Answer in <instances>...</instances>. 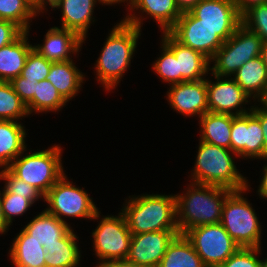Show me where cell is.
I'll return each mask as SVG.
<instances>
[{
  "label": "cell",
  "mask_w": 267,
  "mask_h": 267,
  "mask_svg": "<svg viewBox=\"0 0 267 267\" xmlns=\"http://www.w3.org/2000/svg\"><path fill=\"white\" fill-rule=\"evenodd\" d=\"M141 33L142 30L123 19L109 30L93 66L95 79L105 91L116 89L125 72L131 67Z\"/></svg>",
  "instance_id": "cell-1"
},
{
  "label": "cell",
  "mask_w": 267,
  "mask_h": 267,
  "mask_svg": "<svg viewBox=\"0 0 267 267\" xmlns=\"http://www.w3.org/2000/svg\"><path fill=\"white\" fill-rule=\"evenodd\" d=\"M183 190L175 194L180 234L197 226L220 223L225 199L232 190L191 181Z\"/></svg>",
  "instance_id": "cell-2"
},
{
  "label": "cell",
  "mask_w": 267,
  "mask_h": 267,
  "mask_svg": "<svg viewBox=\"0 0 267 267\" xmlns=\"http://www.w3.org/2000/svg\"><path fill=\"white\" fill-rule=\"evenodd\" d=\"M142 194L125 198L120 209L132 234L179 230L175 194Z\"/></svg>",
  "instance_id": "cell-3"
},
{
  "label": "cell",
  "mask_w": 267,
  "mask_h": 267,
  "mask_svg": "<svg viewBox=\"0 0 267 267\" xmlns=\"http://www.w3.org/2000/svg\"><path fill=\"white\" fill-rule=\"evenodd\" d=\"M196 160L190 171V180L194 183L220 186L232 191L247 188L248 177L243 176L236 166L238 155L230 149L211 145L199 140ZM234 156V157H233Z\"/></svg>",
  "instance_id": "cell-4"
},
{
  "label": "cell",
  "mask_w": 267,
  "mask_h": 267,
  "mask_svg": "<svg viewBox=\"0 0 267 267\" xmlns=\"http://www.w3.org/2000/svg\"><path fill=\"white\" fill-rule=\"evenodd\" d=\"M62 148L61 144H53L33 152L27 148L7 168L17 178L45 195L66 172L62 161Z\"/></svg>",
  "instance_id": "cell-5"
},
{
  "label": "cell",
  "mask_w": 267,
  "mask_h": 267,
  "mask_svg": "<svg viewBox=\"0 0 267 267\" xmlns=\"http://www.w3.org/2000/svg\"><path fill=\"white\" fill-rule=\"evenodd\" d=\"M250 183L248 180L246 189L232 191L226 197L220 224L239 247L261 248L262 225L252 202L245 195L250 193Z\"/></svg>",
  "instance_id": "cell-6"
},
{
  "label": "cell",
  "mask_w": 267,
  "mask_h": 267,
  "mask_svg": "<svg viewBox=\"0 0 267 267\" xmlns=\"http://www.w3.org/2000/svg\"><path fill=\"white\" fill-rule=\"evenodd\" d=\"M100 219V220H99ZM98 224L92 230L91 240L97 264L109 261L126 260L130 250L132 233L121 211L117 215H101L99 210L91 220ZM99 220V221H98Z\"/></svg>",
  "instance_id": "cell-7"
},
{
  "label": "cell",
  "mask_w": 267,
  "mask_h": 267,
  "mask_svg": "<svg viewBox=\"0 0 267 267\" xmlns=\"http://www.w3.org/2000/svg\"><path fill=\"white\" fill-rule=\"evenodd\" d=\"M68 179L66 173L44 195L45 210L56 216L62 222L67 219L92 220L99 211L85 187H78ZM67 218V219H65Z\"/></svg>",
  "instance_id": "cell-8"
},
{
  "label": "cell",
  "mask_w": 267,
  "mask_h": 267,
  "mask_svg": "<svg viewBox=\"0 0 267 267\" xmlns=\"http://www.w3.org/2000/svg\"><path fill=\"white\" fill-rule=\"evenodd\" d=\"M263 43L259 35L241 24L210 59L209 74L232 77L245 62L261 56Z\"/></svg>",
  "instance_id": "cell-9"
},
{
  "label": "cell",
  "mask_w": 267,
  "mask_h": 267,
  "mask_svg": "<svg viewBox=\"0 0 267 267\" xmlns=\"http://www.w3.org/2000/svg\"><path fill=\"white\" fill-rule=\"evenodd\" d=\"M184 235L205 267H219L239 249L220 223L197 226Z\"/></svg>",
  "instance_id": "cell-10"
},
{
  "label": "cell",
  "mask_w": 267,
  "mask_h": 267,
  "mask_svg": "<svg viewBox=\"0 0 267 267\" xmlns=\"http://www.w3.org/2000/svg\"><path fill=\"white\" fill-rule=\"evenodd\" d=\"M209 76L206 78L208 112L240 116L252 110V99L232 77ZM248 103L250 107L246 106Z\"/></svg>",
  "instance_id": "cell-11"
},
{
  "label": "cell",
  "mask_w": 267,
  "mask_h": 267,
  "mask_svg": "<svg viewBox=\"0 0 267 267\" xmlns=\"http://www.w3.org/2000/svg\"><path fill=\"white\" fill-rule=\"evenodd\" d=\"M178 42L202 53L209 60L224 44L215 30L200 23L190 11L182 12L168 31Z\"/></svg>",
  "instance_id": "cell-12"
},
{
  "label": "cell",
  "mask_w": 267,
  "mask_h": 267,
  "mask_svg": "<svg viewBox=\"0 0 267 267\" xmlns=\"http://www.w3.org/2000/svg\"><path fill=\"white\" fill-rule=\"evenodd\" d=\"M264 134L259 119L249 113L232 115L231 151L244 160H263Z\"/></svg>",
  "instance_id": "cell-13"
},
{
  "label": "cell",
  "mask_w": 267,
  "mask_h": 267,
  "mask_svg": "<svg viewBox=\"0 0 267 267\" xmlns=\"http://www.w3.org/2000/svg\"><path fill=\"white\" fill-rule=\"evenodd\" d=\"M190 12L226 41L242 24L234 0H201Z\"/></svg>",
  "instance_id": "cell-14"
},
{
  "label": "cell",
  "mask_w": 267,
  "mask_h": 267,
  "mask_svg": "<svg viewBox=\"0 0 267 267\" xmlns=\"http://www.w3.org/2000/svg\"><path fill=\"white\" fill-rule=\"evenodd\" d=\"M127 12L125 22L142 30L143 21L153 19L161 33L168 32L182 14L175 0H130Z\"/></svg>",
  "instance_id": "cell-15"
},
{
  "label": "cell",
  "mask_w": 267,
  "mask_h": 267,
  "mask_svg": "<svg viewBox=\"0 0 267 267\" xmlns=\"http://www.w3.org/2000/svg\"><path fill=\"white\" fill-rule=\"evenodd\" d=\"M178 234H180L179 230L132 234L126 260L140 267H158L168 245Z\"/></svg>",
  "instance_id": "cell-16"
},
{
  "label": "cell",
  "mask_w": 267,
  "mask_h": 267,
  "mask_svg": "<svg viewBox=\"0 0 267 267\" xmlns=\"http://www.w3.org/2000/svg\"><path fill=\"white\" fill-rule=\"evenodd\" d=\"M167 89L166 100L177 114L198 119L208 112L206 78L170 85Z\"/></svg>",
  "instance_id": "cell-17"
},
{
  "label": "cell",
  "mask_w": 267,
  "mask_h": 267,
  "mask_svg": "<svg viewBox=\"0 0 267 267\" xmlns=\"http://www.w3.org/2000/svg\"><path fill=\"white\" fill-rule=\"evenodd\" d=\"M46 31L41 44L32 43L40 55L52 63L74 60L79 56L83 39L76 32L56 26Z\"/></svg>",
  "instance_id": "cell-18"
},
{
  "label": "cell",
  "mask_w": 267,
  "mask_h": 267,
  "mask_svg": "<svg viewBox=\"0 0 267 267\" xmlns=\"http://www.w3.org/2000/svg\"><path fill=\"white\" fill-rule=\"evenodd\" d=\"M160 40L175 54L178 60L181 82L198 81L210 73V60L202 53L178 42L169 32H162Z\"/></svg>",
  "instance_id": "cell-19"
},
{
  "label": "cell",
  "mask_w": 267,
  "mask_h": 267,
  "mask_svg": "<svg viewBox=\"0 0 267 267\" xmlns=\"http://www.w3.org/2000/svg\"><path fill=\"white\" fill-rule=\"evenodd\" d=\"M99 3L96 0H59L53 10L61 11V29L72 30L76 32L85 44L88 38V32L91 24H94V10Z\"/></svg>",
  "instance_id": "cell-20"
},
{
  "label": "cell",
  "mask_w": 267,
  "mask_h": 267,
  "mask_svg": "<svg viewBox=\"0 0 267 267\" xmlns=\"http://www.w3.org/2000/svg\"><path fill=\"white\" fill-rule=\"evenodd\" d=\"M23 31L13 42L0 49V81L10 82L21 74L33 44Z\"/></svg>",
  "instance_id": "cell-21"
},
{
  "label": "cell",
  "mask_w": 267,
  "mask_h": 267,
  "mask_svg": "<svg viewBox=\"0 0 267 267\" xmlns=\"http://www.w3.org/2000/svg\"><path fill=\"white\" fill-rule=\"evenodd\" d=\"M76 66L74 60L54 62L51 64L49 74L46 77V80L52 83L67 103L78 96L83 88L82 85L87 80L86 74Z\"/></svg>",
  "instance_id": "cell-22"
},
{
  "label": "cell",
  "mask_w": 267,
  "mask_h": 267,
  "mask_svg": "<svg viewBox=\"0 0 267 267\" xmlns=\"http://www.w3.org/2000/svg\"><path fill=\"white\" fill-rule=\"evenodd\" d=\"M32 239L41 243L43 246L58 243L71 229V223L59 220L45 209L34 215L29 222L22 228Z\"/></svg>",
  "instance_id": "cell-23"
},
{
  "label": "cell",
  "mask_w": 267,
  "mask_h": 267,
  "mask_svg": "<svg viewBox=\"0 0 267 267\" xmlns=\"http://www.w3.org/2000/svg\"><path fill=\"white\" fill-rule=\"evenodd\" d=\"M12 241L8 251L11 265L14 267H46L45 248L22 228Z\"/></svg>",
  "instance_id": "cell-24"
},
{
  "label": "cell",
  "mask_w": 267,
  "mask_h": 267,
  "mask_svg": "<svg viewBox=\"0 0 267 267\" xmlns=\"http://www.w3.org/2000/svg\"><path fill=\"white\" fill-rule=\"evenodd\" d=\"M26 135L22 122L0 120V169L7 168L27 149Z\"/></svg>",
  "instance_id": "cell-25"
},
{
  "label": "cell",
  "mask_w": 267,
  "mask_h": 267,
  "mask_svg": "<svg viewBox=\"0 0 267 267\" xmlns=\"http://www.w3.org/2000/svg\"><path fill=\"white\" fill-rule=\"evenodd\" d=\"M232 78L254 102H259L267 92V68L261 56L240 67Z\"/></svg>",
  "instance_id": "cell-26"
},
{
  "label": "cell",
  "mask_w": 267,
  "mask_h": 267,
  "mask_svg": "<svg viewBox=\"0 0 267 267\" xmlns=\"http://www.w3.org/2000/svg\"><path fill=\"white\" fill-rule=\"evenodd\" d=\"M78 238L77 232L72 228L58 243L43 246L46 250V267H79L82 251Z\"/></svg>",
  "instance_id": "cell-27"
},
{
  "label": "cell",
  "mask_w": 267,
  "mask_h": 267,
  "mask_svg": "<svg viewBox=\"0 0 267 267\" xmlns=\"http://www.w3.org/2000/svg\"><path fill=\"white\" fill-rule=\"evenodd\" d=\"M199 139L231 150L232 115L206 112L199 119Z\"/></svg>",
  "instance_id": "cell-28"
},
{
  "label": "cell",
  "mask_w": 267,
  "mask_h": 267,
  "mask_svg": "<svg viewBox=\"0 0 267 267\" xmlns=\"http://www.w3.org/2000/svg\"><path fill=\"white\" fill-rule=\"evenodd\" d=\"M158 267H205L191 242L178 234L168 245Z\"/></svg>",
  "instance_id": "cell-29"
},
{
  "label": "cell",
  "mask_w": 267,
  "mask_h": 267,
  "mask_svg": "<svg viewBox=\"0 0 267 267\" xmlns=\"http://www.w3.org/2000/svg\"><path fill=\"white\" fill-rule=\"evenodd\" d=\"M68 104L49 80L35 83L33 99L26 105L29 114L60 112Z\"/></svg>",
  "instance_id": "cell-30"
},
{
  "label": "cell",
  "mask_w": 267,
  "mask_h": 267,
  "mask_svg": "<svg viewBox=\"0 0 267 267\" xmlns=\"http://www.w3.org/2000/svg\"><path fill=\"white\" fill-rule=\"evenodd\" d=\"M36 16L31 0H0V19L14 22L25 32L30 33Z\"/></svg>",
  "instance_id": "cell-31"
},
{
  "label": "cell",
  "mask_w": 267,
  "mask_h": 267,
  "mask_svg": "<svg viewBox=\"0 0 267 267\" xmlns=\"http://www.w3.org/2000/svg\"><path fill=\"white\" fill-rule=\"evenodd\" d=\"M29 116L26 104L16 94L11 83L0 81V120L21 122Z\"/></svg>",
  "instance_id": "cell-32"
},
{
  "label": "cell",
  "mask_w": 267,
  "mask_h": 267,
  "mask_svg": "<svg viewBox=\"0 0 267 267\" xmlns=\"http://www.w3.org/2000/svg\"><path fill=\"white\" fill-rule=\"evenodd\" d=\"M160 44L159 57L151 64L154 74L169 86L181 83V72L175 54L162 41Z\"/></svg>",
  "instance_id": "cell-33"
},
{
  "label": "cell",
  "mask_w": 267,
  "mask_h": 267,
  "mask_svg": "<svg viewBox=\"0 0 267 267\" xmlns=\"http://www.w3.org/2000/svg\"><path fill=\"white\" fill-rule=\"evenodd\" d=\"M0 174L3 179L4 187L13 194L26 197L33 205L37 201H44V195L34 186L25 183L17 178L8 168H1Z\"/></svg>",
  "instance_id": "cell-34"
},
{
  "label": "cell",
  "mask_w": 267,
  "mask_h": 267,
  "mask_svg": "<svg viewBox=\"0 0 267 267\" xmlns=\"http://www.w3.org/2000/svg\"><path fill=\"white\" fill-rule=\"evenodd\" d=\"M242 25L267 43V3L254 5L241 15Z\"/></svg>",
  "instance_id": "cell-35"
},
{
  "label": "cell",
  "mask_w": 267,
  "mask_h": 267,
  "mask_svg": "<svg viewBox=\"0 0 267 267\" xmlns=\"http://www.w3.org/2000/svg\"><path fill=\"white\" fill-rule=\"evenodd\" d=\"M33 207V204L24 196L10 193L4 187V193L2 196V209L5 221L11 226L15 217L22 216Z\"/></svg>",
  "instance_id": "cell-36"
},
{
  "label": "cell",
  "mask_w": 267,
  "mask_h": 267,
  "mask_svg": "<svg viewBox=\"0 0 267 267\" xmlns=\"http://www.w3.org/2000/svg\"><path fill=\"white\" fill-rule=\"evenodd\" d=\"M51 64L52 62L40 55L35 49H32L28 54L20 76L31 81L45 80L49 74Z\"/></svg>",
  "instance_id": "cell-37"
},
{
  "label": "cell",
  "mask_w": 267,
  "mask_h": 267,
  "mask_svg": "<svg viewBox=\"0 0 267 267\" xmlns=\"http://www.w3.org/2000/svg\"><path fill=\"white\" fill-rule=\"evenodd\" d=\"M262 249H263L262 247L261 248L239 247V249L219 267H262L263 257L260 256L263 255Z\"/></svg>",
  "instance_id": "cell-38"
},
{
  "label": "cell",
  "mask_w": 267,
  "mask_h": 267,
  "mask_svg": "<svg viewBox=\"0 0 267 267\" xmlns=\"http://www.w3.org/2000/svg\"><path fill=\"white\" fill-rule=\"evenodd\" d=\"M38 82L39 81L37 80H26L20 75L10 81L14 91L26 105L33 99L35 94V83Z\"/></svg>",
  "instance_id": "cell-39"
},
{
  "label": "cell",
  "mask_w": 267,
  "mask_h": 267,
  "mask_svg": "<svg viewBox=\"0 0 267 267\" xmlns=\"http://www.w3.org/2000/svg\"><path fill=\"white\" fill-rule=\"evenodd\" d=\"M22 32L14 22L0 19V49L13 42Z\"/></svg>",
  "instance_id": "cell-40"
},
{
  "label": "cell",
  "mask_w": 267,
  "mask_h": 267,
  "mask_svg": "<svg viewBox=\"0 0 267 267\" xmlns=\"http://www.w3.org/2000/svg\"><path fill=\"white\" fill-rule=\"evenodd\" d=\"M258 104V105H257ZM251 112L259 119L264 134L263 160H267V109L259 102H255Z\"/></svg>",
  "instance_id": "cell-41"
},
{
  "label": "cell",
  "mask_w": 267,
  "mask_h": 267,
  "mask_svg": "<svg viewBox=\"0 0 267 267\" xmlns=\"http://www.w3.org/2000/svg\"><path fill=\"white\" fill-rule=\"evenodd\" d=\"M58 2L59 0H32L31 4L34 11L38 14L39 17V15L41 14L48 13L47 6L49 7V9L51 8L53 11V8L57 5Z\"/></svg>",
  "instance_id": "cell-42"
},
{
  "label": "cell",
  "mask_w": 267,
  "mask_h": 267,
  "mask_svg": "<svg viewBox=\"0 0 267 267\" xmlns=\"http://www.w3.org/2000/svg\"><path fill=\"white\" fill-rule=\"evenodd\" d=\"M266 161V163L264 164L263 168H261L262 170V178H260L259 182L260 184L257 186V196L260 199H265L267 200V160H263V162Z\"/></svg>",
  "instance_id": "cell-43"
},
{
  "label": "cell",
  "mask_w": 267,
  "mask_h": 267,
  "mask_svg": "<svg viewBox=\"0 0 267 267\" xmlns=\"http://www.w3.org/2000/svg\"><path fill=\"white\" fill-rule=\"evenodd\" d=\"M239 13L242 15L247 9L254 5L267 3V0H234Z\"/></svg>",
  "instance_id": "cell-44"
},
{
  "label": "cell",
  "mask_w": 267,
  "mask_h": 267,
  "mask_svg": "<svg viewBox=\"0 0 267 267\" xmlns=\"http://www.w3.org/2000/svg\"><path fill=\"white\" fill-rule=\"evenodd\" d=\"M95 265V267H140L139 265L128 262L127 260L102 262Z\"/></svg>",
  "instance_id": "cell-45"
},
{
  "label": "cell",
  "mask_w": 267,
  "mask_h": 267,
  "mask_svg": "<svg viewBox=\"0 0 267 267\" xmlns=\"http://www.w3.org/2000/svg\"><path fill=\"white\" fill-rule=\"evenodd\" d=\"M177 7L181 12L190 11L194 6H196L201 0H175Z\"/></svg>",
  "instance_id": "cell-46"
},
{
  "label": "cell",
  "mask_w": 267,
  "mask_h": 267,
  "mask_svg": "<svg viewBox=\"0 0 267 267\" xmlns=\"http://www.w3.org/2000/svg\"><path fill=\"white\" fill-rule=\"evenodd\" d=\"M100 5H108V6H114L115 7V4L117 5L118 4V6L120 5V4H124V6H127V7H125L126 8V13H127V11H128V9H129V4H130V0H96ZM125 4H127V5H125Z\"/></svg>",
  "instance_id": "cell-47"
},
{
  "label": "cell",
  "mask_w": 267,
  "mask_h": 267,
  "mask_svg": "<svg viewBox=\"0 0 267 267\" xmlns=\"http://www.w3.org/2000/svg\"><path fill=\"white\" fill-rule=\"evenodd\" d=\"M10 225L5 221L2 209V200H0V232L5 235L10 230Z\"/></svg>",
  "instance_id": "cell-48"
},
{
  "label": "cell",
  "mask_w": 267,
  "mask_h": 267,
  "mask_svg": "<svg viewBox=\"0 0 267 267\" xmlns=\"http://www.w3.org/2000/svg\"><path fill=\"white\" fill-rule=\"evenodd\" d=\"M261 57L263 59V62L267 68V43H263L262 51H261Z\"/></svg>",
  "instance_id": "cell-49"
},
{
  "label": "cell",
  "mask_w": 267,
  "mask_h": 267,
  "mask_svg": "<svg viewBox=\"0 0 267 267\" xmlns=\"http://www.w3.org/2000/svg\"><path fill=\"white\" fill-rule=\"evenodd\" d=\"M259 103L267 109V92L265 93L264 97L259 101Z\"/></svg>",
  "instance_id": "cell-50"
},
{
  "label": "cell",
  "mask_w": 267,
  "mask_h": 267,
  "mask_svg": "<svg viewBox=\"0 0 267 267\" xmlns=\"http://www.w3.org/2000/svg\"><path fill=\"white\" fill-rule=\"evenodd\" d=\"M0 181H3L1 174H0ZM3 193H4V186L3 189L2 188L0 189V200H2Z\"/></svg>",
  "instance_id": "cell-51"
},
{
  "label": "cell",
  "mask_w": 267,
  "mask_h": 267,
  "mask_svg": "<svg viewBox=\"0 0 267 267\" xmlns=\"http://www.w3.org/2000/svg\"><path fill=\"white\" fill-rule=\"evenodd\" d=\"M262 267H267V256L265 258H263V265H262Z\"/></svg>",
  "instance_id": "cell-52"
}]
</instances>
